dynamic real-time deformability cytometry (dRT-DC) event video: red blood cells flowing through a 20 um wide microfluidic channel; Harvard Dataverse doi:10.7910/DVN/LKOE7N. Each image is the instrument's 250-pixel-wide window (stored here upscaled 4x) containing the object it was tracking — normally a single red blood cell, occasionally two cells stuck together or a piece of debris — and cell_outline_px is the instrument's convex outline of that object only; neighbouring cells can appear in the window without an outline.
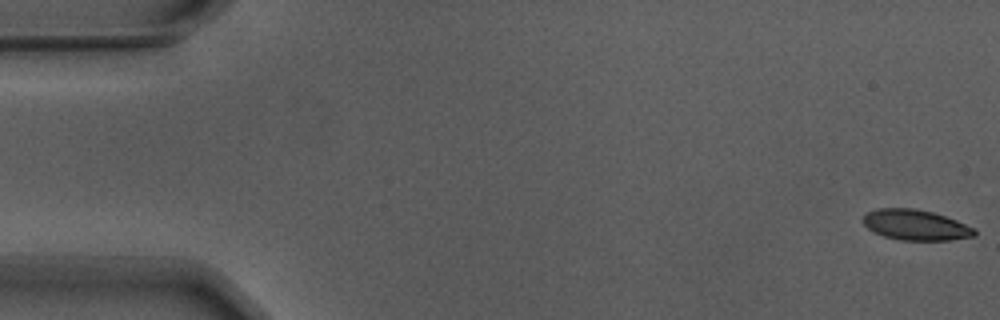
{"species": "Egyptian fruit bat (a non-hibernating species)", "species_latin": "Rousettus aegyptiacus", "temperature_condition": "warm", "stored_images_in_passage": 57, "camera_frame_rate_fps": 3000, "um_per_image_px": 0.085, "animal": {"sex": "male"}, "frame": {"image": 1, "passage_image": 1, "time_ms": 0.0, "image_size_px": [1000, 320], "cell_outline_px": [[976, 236], [948, 240], [900, 240], [884, 236], [872, 232], [860, 220], [868, 212], [876, 208], [916, 208], [932, 212], [956, 220], [976, 228]], "centroid_in_image_um": [77.81, 19.12], "position_along_channel_um": 7.2, "area_um2": 19.94}}
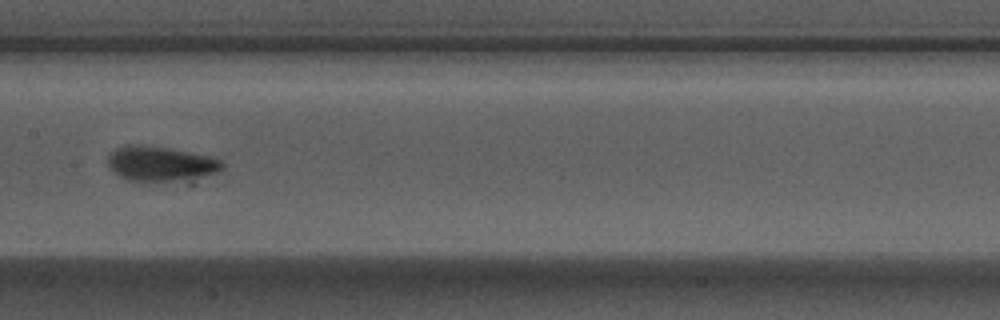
{"frame": {"image": 2, "passage_image": 28, "time_ms": 9.0, "image_size_px": [1000, 320], "cell_outline_px": [[224, 168], [216, 172], [188, 184], [124, 180], [108, 168], [108, 152], [116, 148], [128, 144], [136, 144], [164, 148], [188, 152], [208, 156], [220, 160], [224, 164]], "centroid_in_image_um": [13.66, 13.99], "position_along_channel_um": 193.7, "area_um2": 24.28}}
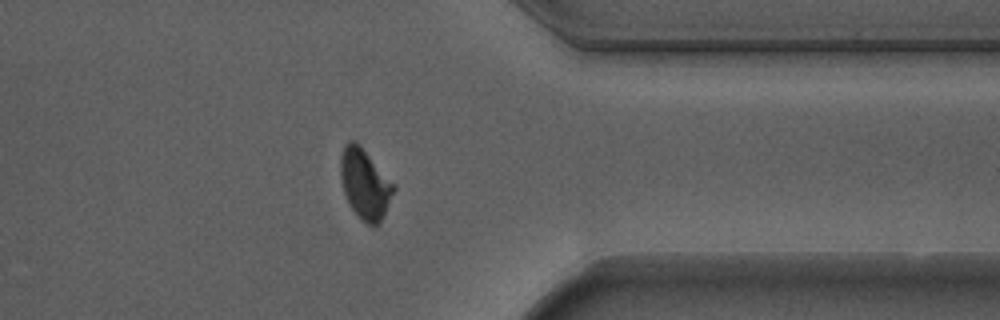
{"frame": {"image": 3, "passage_image": 44, "time_ms": 14.333, "image_size_px": [1000, 320], "cell_outline_px": [[396, 188], [384, 216], [372, 228], [352, 208], [344, 192], [340, 176], [340, 156], [344, 144], [348, 140], [356, 140], [360, 144], [396, 184]], "centroid_in_image_um": [31.04, 15.57], "position_along_channel_um": 380.4, "area_um2": 21.85}, "authors_computed_cell_mechanics": {"area_um2": 21.5594, "velocity_mm_per_s": 3.6988, "shape_relaxation_time_tau1_ms": 3.1386, "shape_relaxation_time_tau2_ms": 1.546, "deformation_change_tau1": 0.1461, "deformation_change_tau2": 0.0631}}